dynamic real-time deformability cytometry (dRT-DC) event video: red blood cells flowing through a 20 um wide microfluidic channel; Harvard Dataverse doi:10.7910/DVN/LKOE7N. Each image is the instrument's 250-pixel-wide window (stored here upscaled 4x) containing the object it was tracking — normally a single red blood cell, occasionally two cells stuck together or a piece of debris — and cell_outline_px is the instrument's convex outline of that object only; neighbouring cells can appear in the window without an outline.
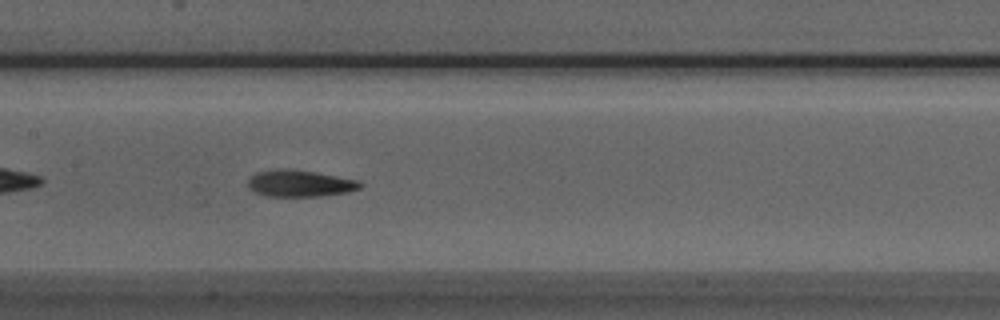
{"species": "Egyptian fruit bat (a non-hibernating species)", "species_latin": "Rousettus aegyptiacus", "temperature_condition": "room temperature", "stored_images_in_passage": 38, "camera_frame_rate_fps": 3000, "um_per_image_px": 0.085, "animal": {"sex": "male"}, "frame": {"image": 1, "passage_image": 10, "time_ms": 3.0, "image_size_px": [1000, 320], "cell_outline_px": [[364, 184], [360, 188], [348, 192], [320, 196], [264, 196], [248, 188], [248, 180], [256, 172], [316, 172], [360, 180]], "centroid_in_image_um": [25.58, 15.64], "position_along_channel_um": 181.8, "area_um2": 16.65}}
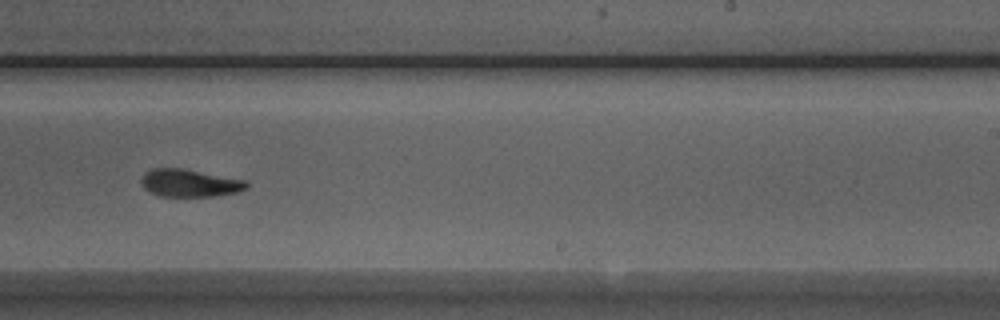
{"frame": {"image": 2, "passage_image": 17, "time_ms": 5.333, "image_size_px": [1000, 320], "cell_outline_px": [[248, 188], [236, 192], [212, 196], [160, 196], [144, 188], [140, 180], [144, 172], [152, 168], [184, 168], [248, 180]], "centroid_in_image_um": [16.13, 15.54], "position_along_channel_um": 272.9, "area_um2": 17.05}}
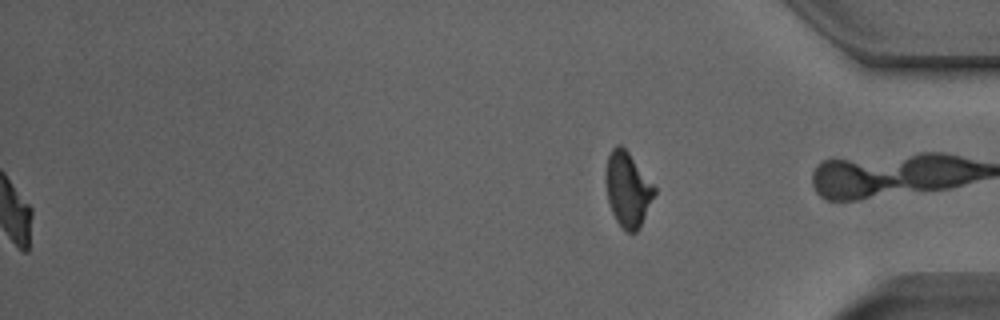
{"frame": {"image": 3, "passage_image": 38, "time_ms": 12.333, "image_size_px": [1000, 320], "cell_outline_px": [[656, 192], [636, 232], [628, 232], [616, 220], [612, 212], [608, 200], [604, 180], [608, 156], [612, 148], [616, 144], [620, 144], [628, 152], [656, 188]], "centroid_in_image_um": [53.32, 16.05], "position_along_channel_um": 381.9, "area_um2": 20.75}, "authors_computed_cell_mechanics": {"area_um2": 17.1377, "velocity_mm_per_s": 3.913, "shape_relaxation_time_tau1_ms": 3.9055, "shape_relaxation_time_tau2_ms": 2.5421, "deformation_change_tau1": 0.1973, "deformation_change_tau2": 0.0952}}